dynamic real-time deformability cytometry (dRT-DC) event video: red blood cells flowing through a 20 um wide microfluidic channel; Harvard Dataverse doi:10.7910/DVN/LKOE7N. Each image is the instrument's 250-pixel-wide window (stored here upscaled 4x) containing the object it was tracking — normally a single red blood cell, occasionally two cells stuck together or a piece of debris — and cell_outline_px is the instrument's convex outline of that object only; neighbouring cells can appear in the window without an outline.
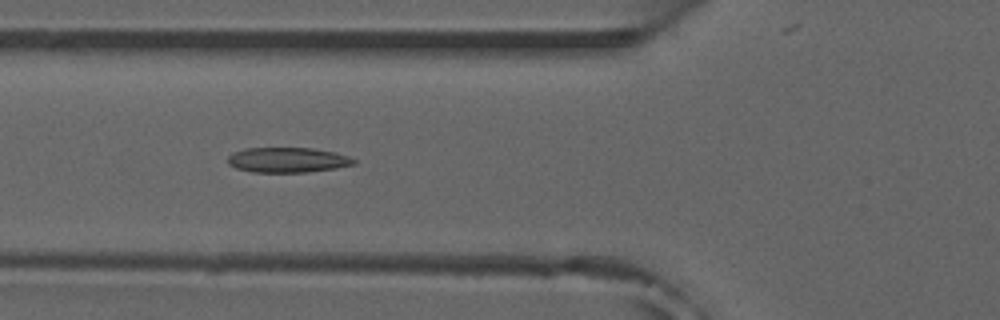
{"species": "common noctule bat (a hibernating species)", "species_latin": "Nyctalus noctula", "temperature_condition": "room temperature", "stored_images_in_passage": 44, "camera_frame_rate_fps": 3000, "um_per_image_px": 0.085, "animal": {"sex": "male", "forearm_length_mm": 52.5}, "frame": {"image": 1, "passage_image": 19, "time_ms": 6.0, "image_size_px": [1000, 320], "cell_outline_px": [[356, 164], [336, 168], [308, 172], [252, 172], [236, 168], [228, 164], [228, 156], [232, 152], [244, 148], [312, 148], [336, 152], [348, 156], [356, 160]], "centroid_in_image_um": [24.44, 13.59], "position_along_channel_um": 101.4, "area_um2": 18.55}, "authors_computed_cell_mechanics": {"area_um2": 18.6405, "velocity_mm_per_s": 3.9244, "shape_relaxation_time_tau1_ms": null, "shape_relaxation_time_tau2_ms": 3.7241, "deformation_change_tau1": null, "deformation_change_tau2": 0.1158}}